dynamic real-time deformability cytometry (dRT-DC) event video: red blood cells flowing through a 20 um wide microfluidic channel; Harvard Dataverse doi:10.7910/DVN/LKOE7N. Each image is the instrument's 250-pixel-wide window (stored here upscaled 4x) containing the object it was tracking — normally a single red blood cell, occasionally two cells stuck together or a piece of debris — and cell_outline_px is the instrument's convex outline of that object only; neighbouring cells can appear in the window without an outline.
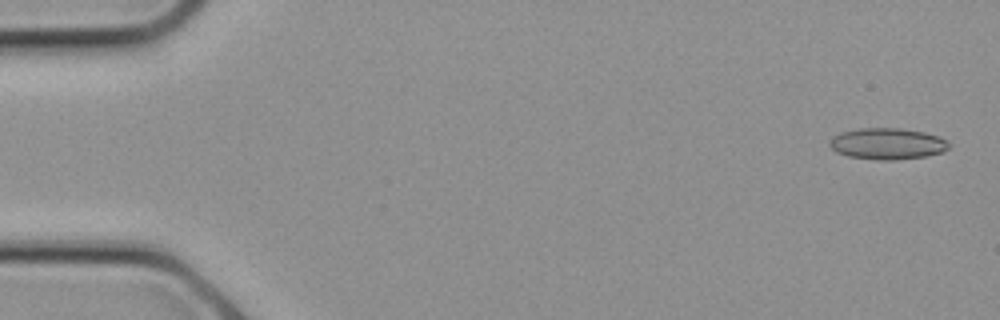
{"species": "common noctule bat (a hibernating species)", "species_latin": "Nyctalus noctula", "temperature_condition": "cold", "stored_images_in_passage": 9, "camera_frame_rate_fps": 3000, "um_per_image_px": 0.085, "animal": {"sex": "female", "body_mass_g": 21.9}, "frame": {"image": 1, "passage_image": 1, "time_ms": 0.0, "image_size_px": [1000, 320], "cell_outline_px": [[952, 144], [944, 152], [924, 156], [896, 160], [876, 160], [848, 156], [836, 152], [828, 144], [828, 140], [832, 136], [840, 132], [860, 128], [900, 128], [924, 132], [936, 136]], "centroid_in_image_um": [75.39, 12.22], "position_along_channel_um": 9.6, "area_um2": 21.91}}
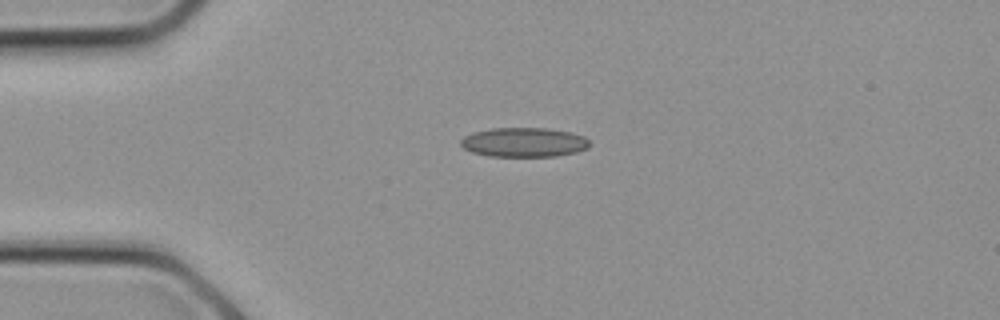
{"frame": {"image": 2, "passage_image": 6, "time_ms": 1.667, "image_size_px": [1000, 320], "cell_outline_px": [[588, 148], [576, 152], [556, 156], [488, 156], [472, 152], [464, 148], [460, 144], [460, 140], [464, 136], [472, 132], [492, 128], [548, 128], [572, 132], [584, 136], [588, 140]], "centroid_in_image_um": [44.52, 12.09], "position_along_channel_um": 40.5, "area_um2": 22.14}}
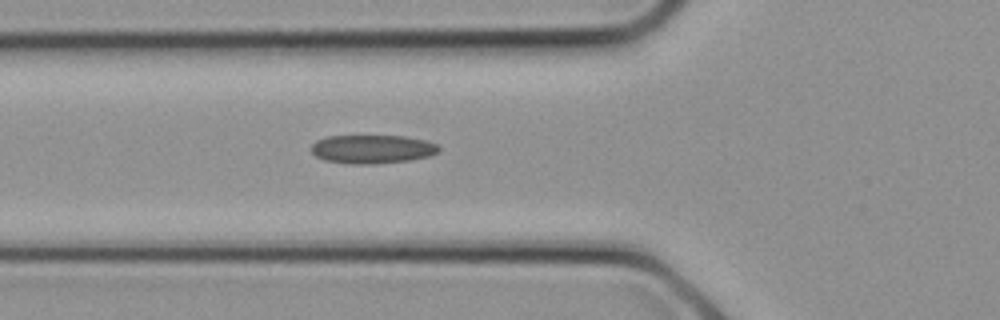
{"frame": {"image": 3, "passage_image": 9, "time_ms": 2.667, "image_size_px": [1000, 320], "cell_outline_px": [[440, 148], [436, 152], [428, 156], [408, 160], [372, 164], [348, 164], [324, 160], [316, 156], [308, 148], [316, 140], [328, 136], [404, 136], [428, 140], [436, 144]], "centroid_in_image_um": [31.59, 12.67], "position_along_channel_um": 94.2, "area_um2": 21.33}}